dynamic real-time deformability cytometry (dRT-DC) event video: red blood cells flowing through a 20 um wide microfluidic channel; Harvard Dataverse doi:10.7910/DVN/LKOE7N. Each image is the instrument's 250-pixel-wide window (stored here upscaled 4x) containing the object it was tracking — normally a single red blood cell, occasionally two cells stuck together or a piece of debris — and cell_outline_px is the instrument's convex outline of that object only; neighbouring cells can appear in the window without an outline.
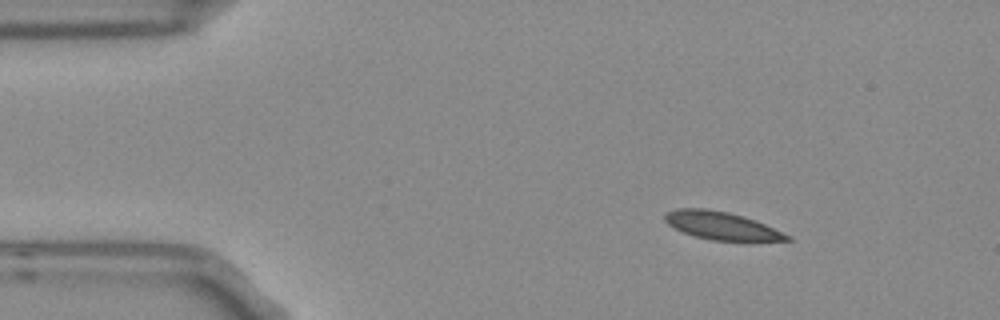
{"species": "Egyptian fruit bat (a non-hibernating species)", "species_latin": "Rousettus aegyptiacus", "temperature_condition": "room temperature", "stored_images_in_passage": 3, "camera_frame_rate_fps": 3000, "um_per_image_px": 0.085, "frame": {"image": 1, "passage_image": 1, "time_ms": 0.0, "image_size_px": [1000, 320], "cell_outline_px": [[792, 240], [712, 240], [696, 236], [684, 232], [668, 224], [664, 220], [664, 216], [668, 212], [676, 208], [704, 208], [728, 212], [744, 216], [756, 220], [792, 236]], "centroid_in_image_um": [61.34, 19.16], "position_along_channel_um": 23.7, "area_um2": 19.54}}